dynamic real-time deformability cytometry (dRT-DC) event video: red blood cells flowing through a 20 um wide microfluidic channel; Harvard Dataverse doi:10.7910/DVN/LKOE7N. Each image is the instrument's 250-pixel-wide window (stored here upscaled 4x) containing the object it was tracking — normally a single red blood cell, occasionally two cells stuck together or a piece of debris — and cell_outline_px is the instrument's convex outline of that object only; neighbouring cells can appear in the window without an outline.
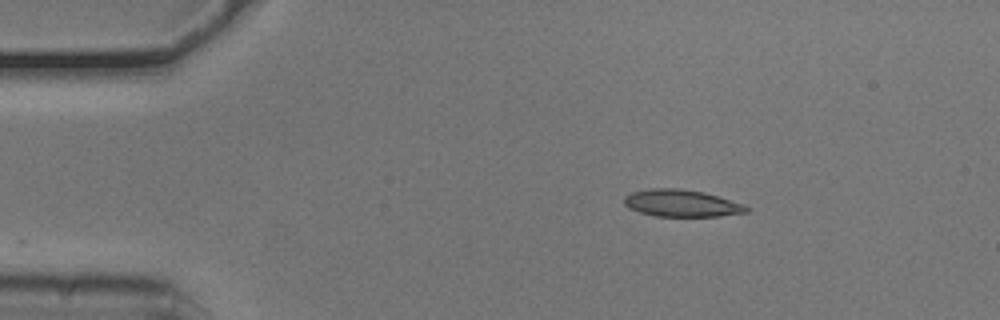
{"species": "common noctule bat (a hibernating species)", "species_latin": "Nyctalus noctula", "temperature_condition": "cold", "stored_images_in_passage": 32, "camera_frame_rate_fps": 3000, "um_per_image_px": 0.085, "animal": {"sex": "male", "body_mass_g": 20.5, "forearm_length_mm": 52.5}, "frame": {"image": 1, "passage_image": 1, "time_ms": 0.0, "image_size_px": [1000, 320], "cell_outline_px": [[748, 212], [720, 216], [656, 216], [640, 212], [628, 208], [624, 204], [624, 196], [632, 192], [652, 188], [680, 188], [704, 192], [744, 204], [748, 208]], "centroid_in_image_um": [57.92, 17.27], "position_along_channel_um": 27.1, "area_um2": 19.25}}
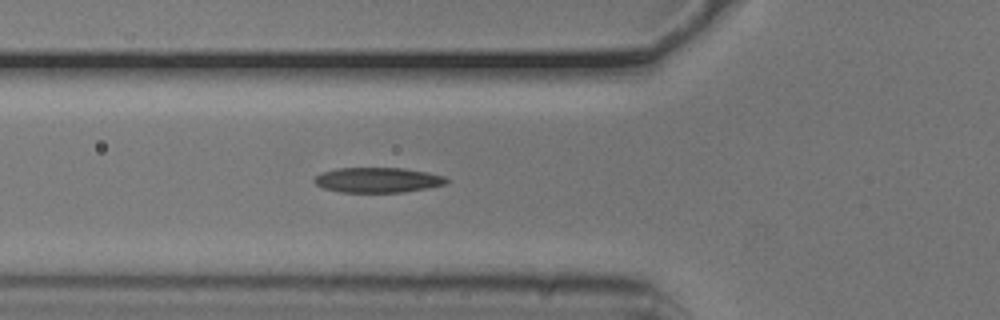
{"frame": {"image": 2, "passage_image": 11, "time_ms": 3.333, "image_size_px": [1000, 320], "cell_outline_px": [[448, 180], [444, 184], [428, 188], [404, 192], [340, 192], [324, 188], [316, 184], [312, 180], [320, 172], [336, 168], [404, 168], [428, 172], [444, 176]], "centroid_in_image_um": [32.08, 15.29], "position_along_channel_um": 93.7, "area_um2": 19.36}}
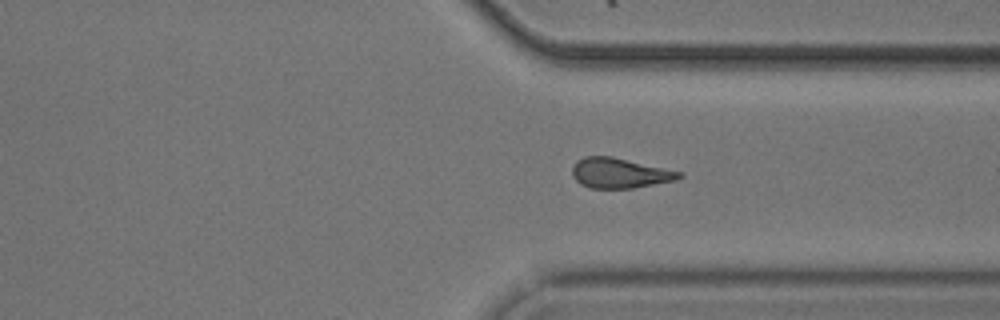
{"frame": {"image": 3, "passage_image": 32, "time_ms": 10.333, "image_size_px": [1000, 320], "cell_outline_px": [[684, 176], [676, 180], [632, 188], [588, 188], [580, 184], [572, 176], [572, 168], [576, 160], [584, 156], [612, 156], [684, 172]], "centroid_in_image_um": [52.67, 14.7], "position_along_channel_um": 358.7, "area_um2": 18.96}}